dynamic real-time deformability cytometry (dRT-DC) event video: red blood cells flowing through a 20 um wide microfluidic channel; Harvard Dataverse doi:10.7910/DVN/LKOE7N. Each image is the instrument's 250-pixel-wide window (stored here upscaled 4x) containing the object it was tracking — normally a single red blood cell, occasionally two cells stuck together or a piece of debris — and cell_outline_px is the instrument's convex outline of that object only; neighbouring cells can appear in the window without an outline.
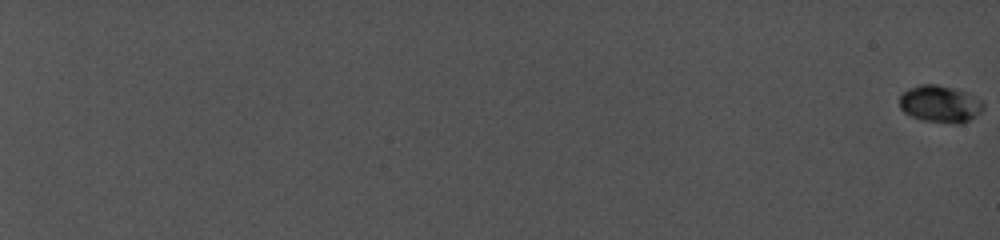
{"species": "common noctule bat (a hibernating species)", "species_latin": "Nyctalus noctula", "temperature_condition": "cold", "stored_images_in_passage": 31, "camera_frame_rate_fps": 5000, "um_per_image_px": 0.085, "animal": {"sex": "female", "body_mass_g": 19.0, "forearm_length_mm": 56.7}, "frame": {"image": 1, "passage_image": 1, "time_ms": 0.0, "image_size_px": [1000, 240], "cell_outline_px": [[984, 108], [976, 116], [960, 124], [956, 124], [920, 120], [904, 112], [900, 108], [900, 96], [908, 88], [920, 84], [936, 84], [964, 92], [980, 100], [984, 104]], "centroid_in_image_um": [79.88, 8.85], "position_along_channel_um": 5.1, "area_um2": 17.92}}
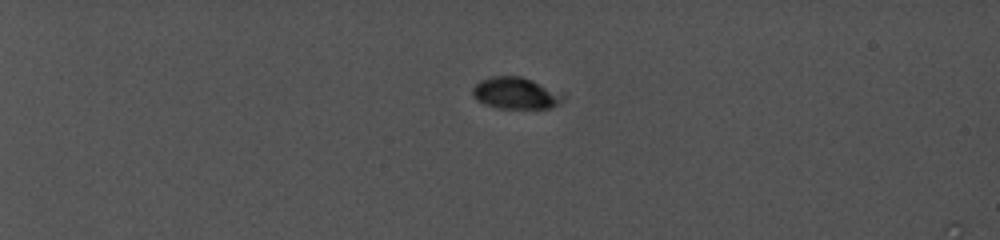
{"frame": {"image": 2, "passage_image": 27, "time_ms": 6.8, "image_size_px": [1000, 240], "cell_outline_px": [[568, 96], [552, 108], [496, 108], [484, 104], [476, 100], [472, 96], [472, 88], [480, 80], [492, 76], [520, 76], [532, 80], [564, 92]], "centroid_in_image_um": [43.86, 7.92], "position_along_channel_um": 41.1, "area_um2": 17.05}}